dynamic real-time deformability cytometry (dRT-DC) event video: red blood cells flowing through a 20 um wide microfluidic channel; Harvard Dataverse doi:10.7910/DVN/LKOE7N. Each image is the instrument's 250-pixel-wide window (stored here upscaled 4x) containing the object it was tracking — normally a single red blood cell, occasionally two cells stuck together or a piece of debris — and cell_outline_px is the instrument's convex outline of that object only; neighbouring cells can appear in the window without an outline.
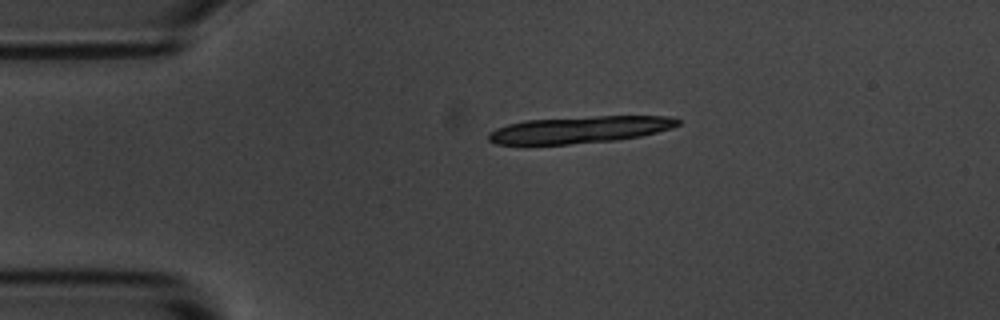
{"species": "common noctule bat (a hibernating species)", "species_latin": "Nyctalus noctula", "temperature_condition": "room temperature", "stored_images_in_passage": 5, "segment_of_instrument_passage": [1, 2], "camera_frame_rate_fps": 3000, "um_per_image_px": 0.085, "animal": {"sex": "male", "body_mass_g": 20.1, "forearm_length_mm": 53.5}, "frame": {"image": 1, "passage_image": 1, "time_ms": 0.0, "image_size_px": [1000, 320], "cell_outline_px": [[680, 124], [672, 128], [640, 136], [616, 140], [568, 144], [496, 144], [488, 140], [488, 132], [496, 128], [508, 124], [524, 120], [596, 116], [672, 116], [680, 120]], "centroid_in_image_um": [49.27, 11.01], "position_along_channel_um": 35.7, "area_um2": 29.65}}